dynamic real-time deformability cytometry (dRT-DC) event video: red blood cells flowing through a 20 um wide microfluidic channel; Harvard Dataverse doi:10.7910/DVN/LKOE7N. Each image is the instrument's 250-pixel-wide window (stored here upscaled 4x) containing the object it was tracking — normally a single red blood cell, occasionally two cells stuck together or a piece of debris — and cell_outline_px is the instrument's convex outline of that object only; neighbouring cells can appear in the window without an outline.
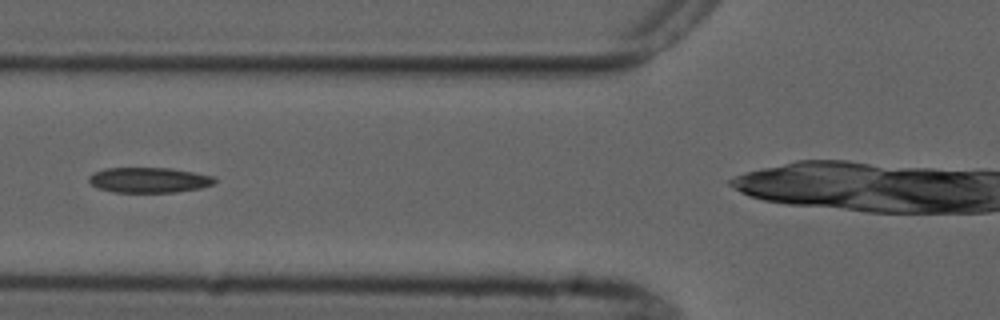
{"species": "common noctule bat (a hibernating species)", "species_latin": "Nyctalus noctula", "temperature_condition": "cold", "stored_images_in_passage": 3, "camera_frame_rate_fps": 3000, "um_per_image_px": 0.085, "animal": {"sex": "male", "forearm_length_mm": 52.5}, "frame": {"image": 1, "passage_image": 2, "time_ms": 1.333, "image_size_px": [1000, 320], "cell_outline_px": [[216, 180], [212, 184], [200, 188], [176, 192], [112, 192], [96, 188], [88, 180], [88, 176], [92, 172], [104, 168], [172, 168], [212, 176]], "centroid_in_image_um": [12.59, 15.3], "position_along_channel_um": 113.2, "area_um2": 18.55}}